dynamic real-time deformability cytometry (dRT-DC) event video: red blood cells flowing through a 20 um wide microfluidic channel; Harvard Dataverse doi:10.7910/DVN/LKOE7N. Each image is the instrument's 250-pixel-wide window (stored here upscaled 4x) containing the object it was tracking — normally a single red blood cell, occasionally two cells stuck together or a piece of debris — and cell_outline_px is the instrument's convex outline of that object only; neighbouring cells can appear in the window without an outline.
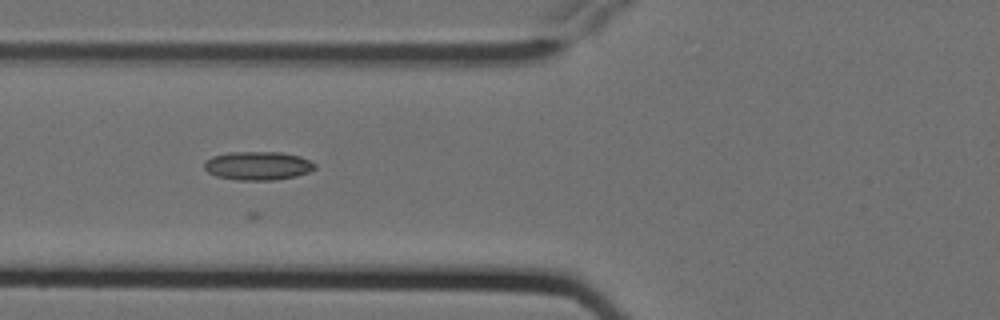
{"species": "Egyptian fruit bat (a non-hibernating species)", "species_latin": "Rousettus aegyptiacus", "temperature_condition": "cold", "stored_images_in_passage": 3, "camera_frame_rate_fps": 3000, "um_per_image_px": 0.085, "animal": {"sex": "female"}, "frame": {"image": 1, "passage_image": 2, "time_ms": 0.333, "image_size_px": [1000, 320], "cell_outline_px": [[316, 168], [308, 172], [296, 176], [276, 180], [236, 180], [216, 176], [208, 172], [204, 168], [204, 164], [212, 156], [228, 152], [280, 152], [300, 156], [316, 164]], "centroid_in_image_um": [21.92, 14.09], "position_along_channel_um": 103.9, "area_um2": 18.44}}
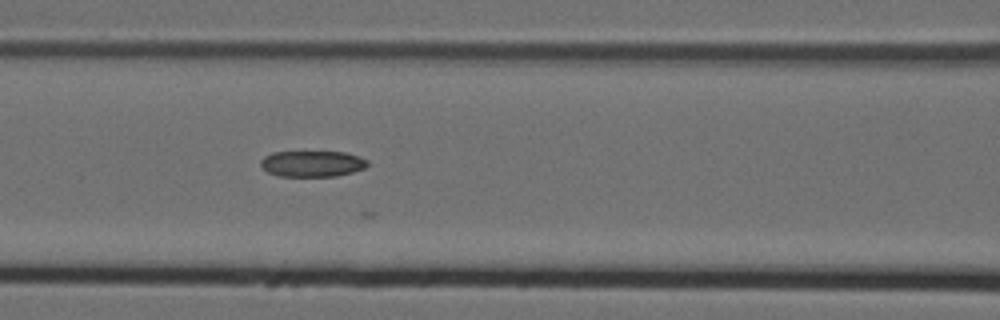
{"frame": {"image": 2, "passage_image": 3, "time_ms": 0.667, "image_size_px": [1000, 320], "cell_outline_px": [[368, 164], [364, 168], [352, 172], [336, 176], [280, 176], [268, 172], [260, 164], [260, 160], [264, 156], [272, 152], [348, 152], [360, 156], [368, 160]], "centroid_in_image_um": [26.56, 13.9], "position_along_channel_um": 140.0, "area_um2": 16.24}}